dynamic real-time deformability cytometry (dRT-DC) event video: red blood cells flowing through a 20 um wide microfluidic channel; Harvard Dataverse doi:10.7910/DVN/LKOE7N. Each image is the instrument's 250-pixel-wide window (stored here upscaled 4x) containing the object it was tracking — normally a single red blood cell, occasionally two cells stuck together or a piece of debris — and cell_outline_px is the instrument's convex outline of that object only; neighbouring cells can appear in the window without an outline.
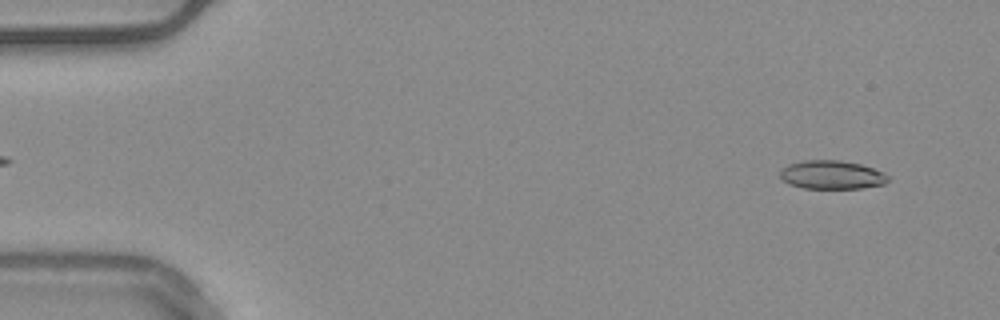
{"species": "common noctule bat (a hibernating species)", "species_latin": "Nyctalus noctula", "temperature_condition": "warm", "stored_images_in_passage": 54, "camera_frame_rate_fps": 3000, "um_per_image_px": 0.085, "animal": {"sex": "male", "body_mass_g": 20.4}, "frame": {"image": 1, "passage_image": 4, "time_ms": 1.0, "image_size_px": [1000, 320], "cell_outline_px": [[888, 180], [884, 184], [860, 188], [804, 188], [788, 184], [780, 176], [780, 168], [788, 164], [804, 160], [840, 160], [860, 164], [884, 172], [888, 176]], "centroid_in_image_um": [70.67, 14.85], "position_along_channel_um": 14.3, "area_um2": 17.98}}
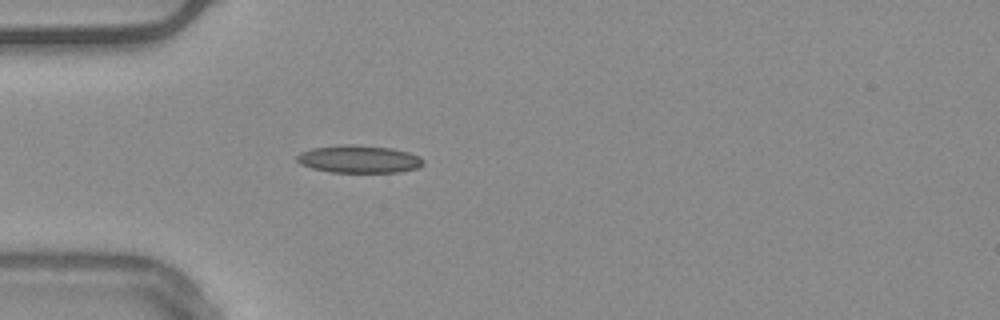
{"frame": {"image": 2, "passage_image": 16, "time_ms": 5.0, "image_size_px": [1000, 320], "cell_outline_px": [[424, 164], [416, 168], [400, 172], [328, 172], [312, 168], [300, 164], [296, 160], [296, 156], [300, 152], [312, 148], [348, 144], [356, 144], [392, 148], [408, 152], [420, 156], [424, 160]], "centroid_in_image_um": [30.51, 13.52], "position_along_channel_um": 54.5, "area_um2": 20.46}}
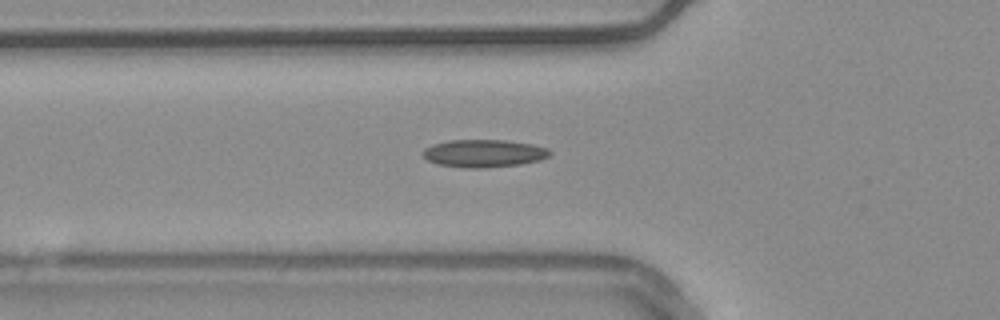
{"frame": {"image": 3, "passage_image": 19, "time_ms": 6.0, "image_size_px": [1000, 320], "cell_outline_px": [[552, 152], [548, 156], [540, 160], [520, 164], [484, 168], [468, 168], [436, 164], [428, 160], [420, 152], [424, 148], [432, 144], [448, 140], [504, 140], [532, 144], [548, 148]], "centroid_in_image_um": [41.1, 13.03], "position_along_channel_um": 84.7, "area_um2": 20.58}, "authors_computed_cell_mechanics": {"area_um2": 18.6694, "velocity_mm_per_s": 3.765, "shape_relaxation_time_tau1_ms": null, "shape_relaxation_time_tau2_ms": 3.9122, "deformation_change_tau1": null, "deformation_change_tau2": 0.1188}}